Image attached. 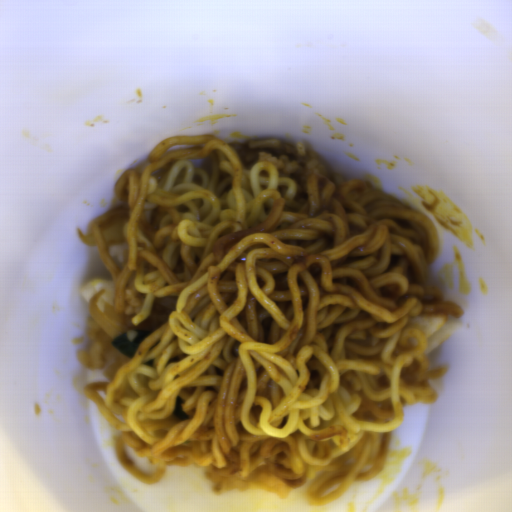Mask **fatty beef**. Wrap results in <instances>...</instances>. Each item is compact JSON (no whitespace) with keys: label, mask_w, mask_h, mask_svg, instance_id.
I'll return each mask as SVG.
<instances>
[{"label":"fatty beef","mask_w":512,"mask_h":512,"mask_svg":"<svg viewBox=\"0 0 512 512\" xmlns=\"http://www.w3.org/2000/svg\"><path fill=\"white\" fill-rule=\"evenodd\" d=\"M248 148L242 151L234 149L244 168L250 169L262 160L273 163L280 177H290L294 180L296 201L302 203L306 199L308 180L311 174L325 176L334 185L345 181L321 163L315 153L301 141L294 144L281 142L278 139H257L250 141Z\"/></svg>","instance_id":"8fa450e3"},{"label":"fatty beef","mask_w":512,"mask_h":512,"mask_svg":"<svg viewBox=\"0 0 512 512\" xmlns=\"http://www.w3.org/2000/svg\"><path fill=\"white\" fill-rule=\"evenodd\" d=\"M206 475L214 492L220 494L232 490L262 488L284 499L291 491V487H288L281 477L264 465L258 466L246 476H238L234 468L229 465L227 467L208 465Z\"/></svg>","instance_id":"1bbc456c"},{"label":"fatty beef","mask_w":512,"mask_h":512,"mask_svg":"<svg viewBox=\"0 0 512 512\" xmlns=\"http://www.w3.org/2000/svg\"><path fill=\"white\" fill-rule=\"evenodd\" d=\"M131 192V178L129 171L125 172L121 178L116 180L114 193L120 200L126 203L123 206H117L96 217L101 237L109 248L112 244H118L127 241L122 227L128 220L130 203L129 196Z\"/></svg>","instance_id":"5ad873be"}]
</instances>
